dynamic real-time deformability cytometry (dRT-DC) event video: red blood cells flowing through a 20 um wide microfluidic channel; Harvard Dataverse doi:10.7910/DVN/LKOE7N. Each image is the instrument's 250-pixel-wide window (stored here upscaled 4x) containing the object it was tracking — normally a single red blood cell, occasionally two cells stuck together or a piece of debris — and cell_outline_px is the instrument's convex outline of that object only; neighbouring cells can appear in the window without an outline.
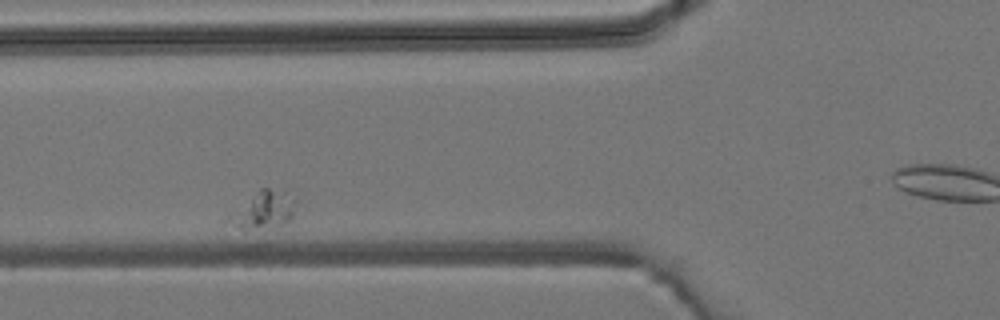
{"species": "common noctule bat (a hibernating species)", "species_latin": "Nyctalus noctula", "temperature_condition": "room temperature", "stored_images_in_passage": 5, "camera_frame_rate_fps": 3000, "um_per_image_px": 0.085, "animal": {"sex": "male", "body_mass_g": 19.2, "forearm_length_mm": 51.8}, "frame": {"image": 1, "passage_image": 3, "time_ms": 2.333, "image_size_px": [1000, 320], "cell_outline_px": [[296, 204], [292, 216], [288, 220], [280, 224], [244, 232], [224, 220], [228, 216], [260, 188], [288, 188], [296, 196]], "centroid_in_image_um": [22.44, 17.81], "position_along_channel_um": 103.4, "area_um2": 15.03}}
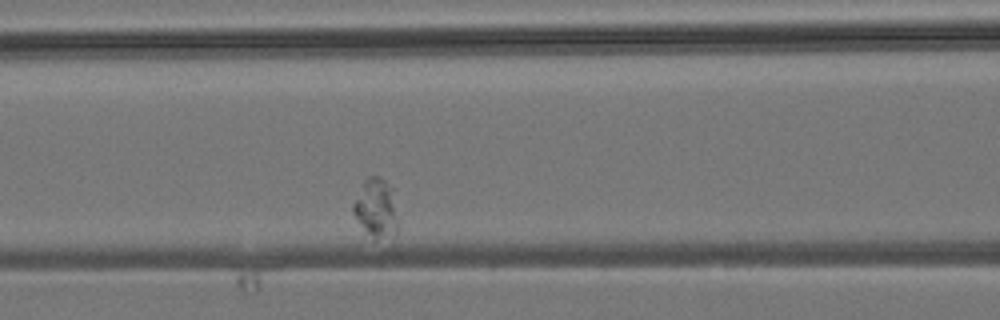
{"frame": {"image": 2, "passage_image": 4, "time_ms": 3.333, "image_size_px": [1000, 320], "cell_outline_px": [[396, 232], [376, 240], [372, 240], [352, 212], [352, 204], [364, 180], [368, 176], [380, 176], [392, 188], [396, 220]], "centroid_in_image_um": [31.92, 17.67], "position_along_channel_um": 134.7, "area_um2": 14.97}}